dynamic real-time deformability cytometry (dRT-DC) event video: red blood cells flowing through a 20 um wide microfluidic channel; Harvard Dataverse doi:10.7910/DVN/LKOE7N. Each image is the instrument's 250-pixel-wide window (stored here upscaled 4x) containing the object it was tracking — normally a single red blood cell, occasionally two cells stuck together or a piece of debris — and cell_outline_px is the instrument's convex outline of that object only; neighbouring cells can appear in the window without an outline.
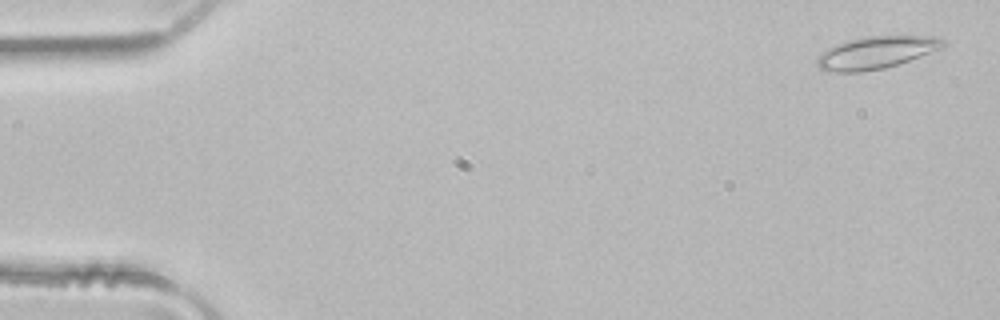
{"species": "common noctule bat (a hibernating species)", "species_latin": "Nyctalus noctula", "temperature_condition": "room temperature", "stored_images_in_passage": 4, "camera_frame_rate_fps": 3000, "um_per_image_px": 0.085, "animal": {"sex": "male", "body_mass_g": 21.5, "forearm_length_mm": 52.0}, "frame": {"image": 1, "passage_image": 1, "time_ms": 0.0, "image_size_px": [1000, 320], "cell_outline_px": [[944, 44], [940, 48], [920, 56], [884, 68], [860, 72], [836, 72], [820, 68], [816, 64], [816, 60], [828, 48], [836, 44], [848, 40], [864, 36], [936, 36], [944, 40]], "centroid_in_image_um": [74.45, 4.46], "position_along_channel_um": 10.6, "area_um2": 23.29}}
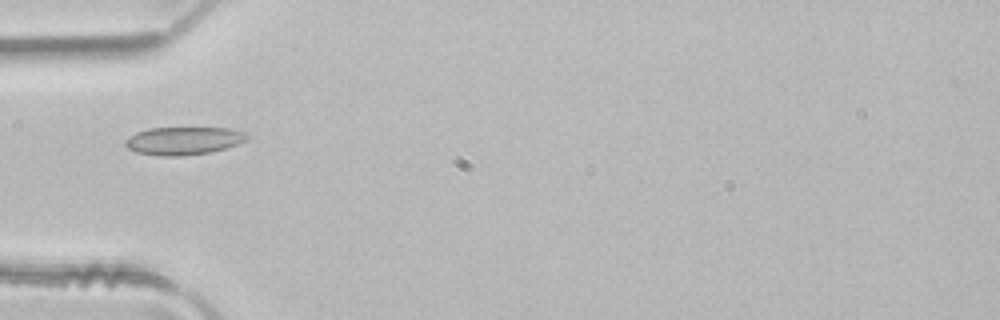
{"frame": {"image": 2, "passage_image": 4, "time_ms": 1.0, "image_size_px": [1000, 320], "cell_outline_px": [[252, 136], [236, 144], [212, 152], [184, 156], [160, 156], [136, 152], [128, 148], [124, 144], [124, 140], [128, 136], [136, 132], [148, 128], [228, 128], [244, 132]], "centroid_in_image_um": [15.56, 11.96], "position_along_channel_um": 69.4, "area_um2": 19.88}}